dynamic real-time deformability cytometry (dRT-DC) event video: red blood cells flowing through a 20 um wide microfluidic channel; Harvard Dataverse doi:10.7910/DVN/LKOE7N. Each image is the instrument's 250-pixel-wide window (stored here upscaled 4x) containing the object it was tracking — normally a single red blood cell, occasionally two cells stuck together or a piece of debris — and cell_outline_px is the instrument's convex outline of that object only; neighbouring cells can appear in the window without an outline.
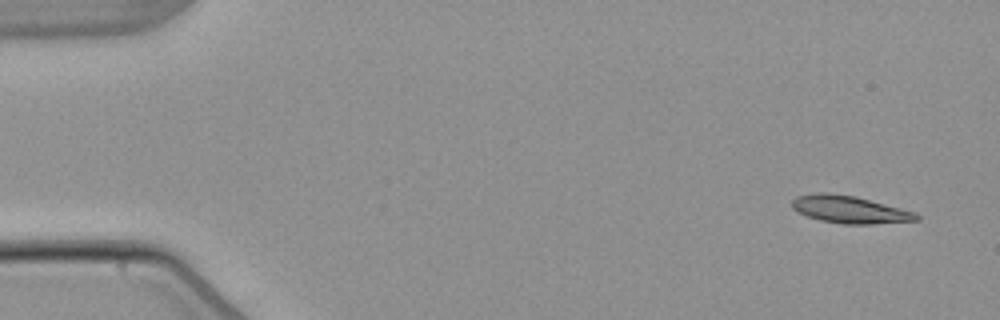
{"species": "common noctule bat (a hibernating species)", "species_latin": "Nyctalus noctula", "temperature_condition": "warm", "stored_images_in_passage": 5, "camera_frame_rate_fps": 3000, "um_per_image_px": 0.085, "animal": {"sex": "male", "body_mass_g": 21.5, "forearm_length_mm": 52.0}, "frame": {"image": 1, "passage_image": 1, "time_ms": 0.0, "image_size_px": [1000, 320], "cell_outline_px": [[920, 220], [872, 224], [844, 224], [820, 220], [808, 216], [792, 208], [792, 200], [796, 196], [816, 192], [824, 192], [856, 196], [912, 212], [920, 216]], "centroid_in_image_um": [72.18, 17.8], "position_along_channel_um": 12.8, "area_um2": 19.59}}
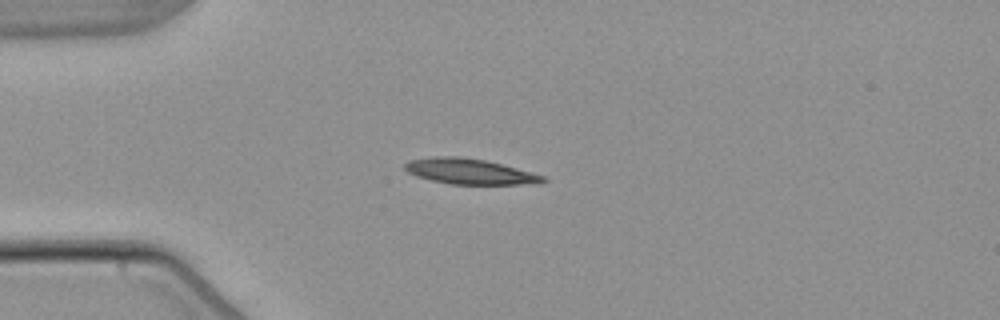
{"frame": {"image": 2, "passage_image": 4, "time_ms": 3.667, "image_size_px": [1000, 320], "cell_outline_px": [[548, 180], [540, 184], [448, 184], [416, 176], [408, 172], [404, 168], [404, 164], [408, 160], [432, 156], [460, 156], [484, 160], [548, 176]], "centroid_in_image_um": [39.95, 14.57], "position_along_channel_um": 45.1, "area_um2": 20.69}}